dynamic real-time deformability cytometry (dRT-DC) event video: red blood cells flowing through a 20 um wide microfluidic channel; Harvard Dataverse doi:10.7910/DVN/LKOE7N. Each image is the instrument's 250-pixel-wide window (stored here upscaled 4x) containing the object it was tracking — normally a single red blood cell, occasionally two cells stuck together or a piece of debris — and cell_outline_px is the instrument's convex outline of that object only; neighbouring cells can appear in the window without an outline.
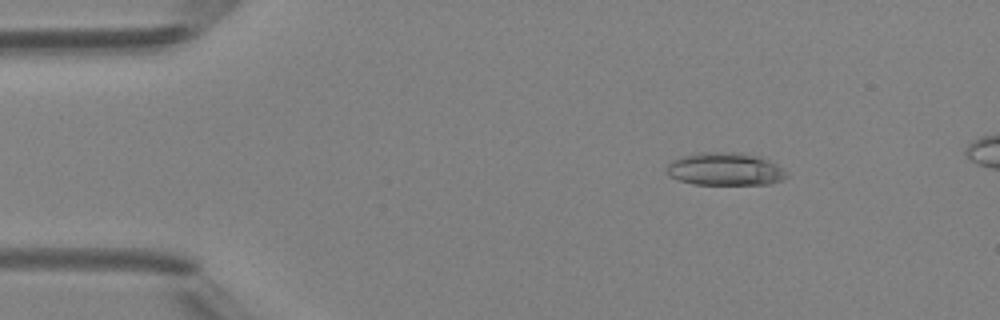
{"species": "Egyptian fruit bat (a non-hibernating species)", "species_latin": "Rousettus aegyptiacus", "temperature_condition": "room temperature", "stored_images_in_passage": 48, "camera_frame_rate_fps": 3000, "um_per_image_px": 0.085, "animal": {"sex": "female"}, "frame": {"image": 1, "passage_image": 8, "time_ms": 2.333, "image_size_px": [1000, 320], "cell_outline_px": [[788, 176], [784, 180], [768, 184], [692, 184], [668, 176], [668, 164], [672, 160], [684, 156], [700, 152], [740, 152], [764, 156], [776, 164]], "centroid_in_image_um": [61.66, 14.36], "position_along_channel_um": 23.3, "area_um2": 23.0}}
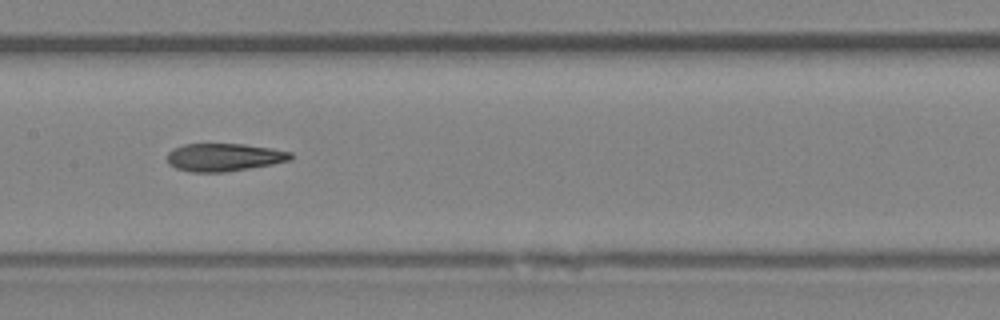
{"frame": {"image": 2, "passage_image": 25, "time_ms": 8.0, "image_size_px": [1000, 320], "cell_outline_px": [[292, 160], [272, 164], [224, 172], [192, 172], [176, 168], [168, 164], [168, 152], [172, 148], [184, 144], [244, 144], [272, 148], [292, 152]], "centroid_in_image_um": [19.04, 13.36], "position_along_channel_um": 188.4, "area_um2": 20.06}}
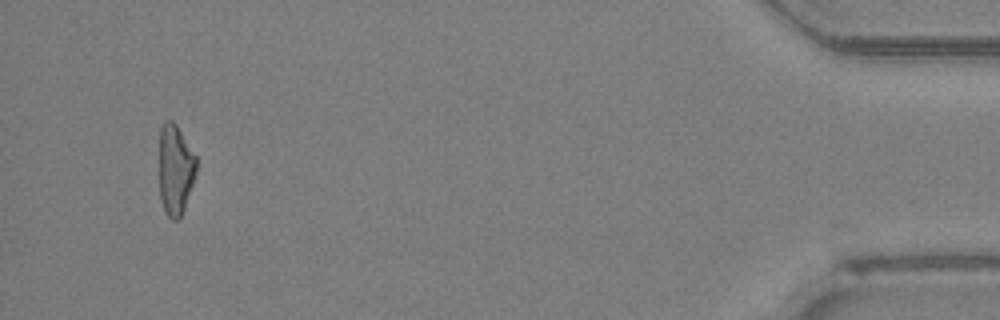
{"frame": {"image": 3, "passage_image": 47, "time_ms": 15.333, "image_size_px": [1000, 320], "cell_outline_px": [[196, 172], [180, 220], [172, 220], [164, 212], [160, 200], [160, 128], [164, 120], [172, 120], [176, 124], [196, 156]], "centroid_in_image_um": [14.89, 14.43], "position_along_channel_um": 420.3, "area_um2": 19.54}}